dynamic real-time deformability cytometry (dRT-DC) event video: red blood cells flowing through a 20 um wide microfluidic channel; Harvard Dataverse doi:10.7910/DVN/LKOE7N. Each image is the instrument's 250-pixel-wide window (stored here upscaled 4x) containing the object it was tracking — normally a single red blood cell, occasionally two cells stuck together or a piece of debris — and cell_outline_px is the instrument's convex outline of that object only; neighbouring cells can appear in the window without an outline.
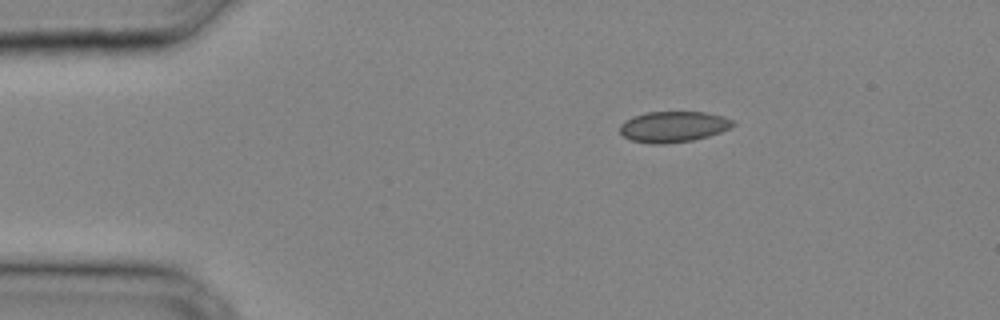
{"species": "common noctule bat (a hibernating species)", "species_latin": "Nyctalus noctula", "temperature_condition": "cold", "stored_images_in_passage": 6, "camera_frame_rate_fps": 3000, "um_per_image_px": 0.085, "animal": {"sex": "male", "body_mass_g": 20.4}, "frame": {"image": 1, "passage_image": 1, "time_ms": 0.0, "image_size_px": [1000, 320], "cell_outline_px": [[736, 124], [720, 132], [708, 136], [692, 140], [664, 144], [652, 144], [632, 140], [624, 136], [620, 132], [620, 124], [624, 120], [632, 116], [648, 112], [704, 112], [724, 116], [732, 120]], "centroid_in_image_um": [57.21, 10.76], "position_along_channel_um": 27.8, "area_um2": 20.29}}